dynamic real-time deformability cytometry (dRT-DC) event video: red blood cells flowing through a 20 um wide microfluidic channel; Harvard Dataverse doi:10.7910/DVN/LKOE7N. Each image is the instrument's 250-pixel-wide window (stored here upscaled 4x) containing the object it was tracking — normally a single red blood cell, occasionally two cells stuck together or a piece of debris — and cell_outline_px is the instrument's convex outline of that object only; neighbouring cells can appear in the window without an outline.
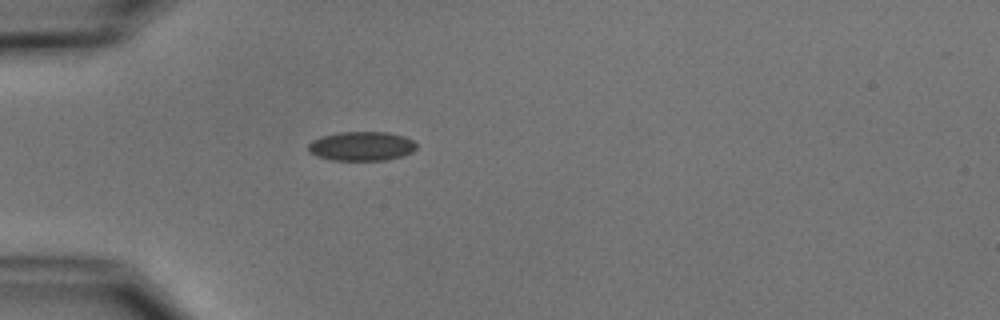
{"species": "common noctule bat (a hibernating species)", "species_latin": "Nyctalus noctula", "temperature_condition": "cold", "stored_images_in_passage": 4, "camera_frame_rate_fps": 3000, "um_per_image_px": 0.085, "animal": {"sex": "male", "body_mass_g": 15.6}, "frame": {"image": 1, "passage_image": 4, "time_ms": 3.667, "image_size_px": [1000, 320], "cell_outline_px": [[416, 148], [412, 152], [388, 160], [332, 160], [316, 156], [308, 152], [308, 144], [312, 140], [320, 136], [340, 132], [388, 132], [404, 136], [412, 140], [416, 144]], "centroid_in_image_um": [30.7, 12.42], "position_along_channel_um": 54.3, "area_um2": 18.5}}